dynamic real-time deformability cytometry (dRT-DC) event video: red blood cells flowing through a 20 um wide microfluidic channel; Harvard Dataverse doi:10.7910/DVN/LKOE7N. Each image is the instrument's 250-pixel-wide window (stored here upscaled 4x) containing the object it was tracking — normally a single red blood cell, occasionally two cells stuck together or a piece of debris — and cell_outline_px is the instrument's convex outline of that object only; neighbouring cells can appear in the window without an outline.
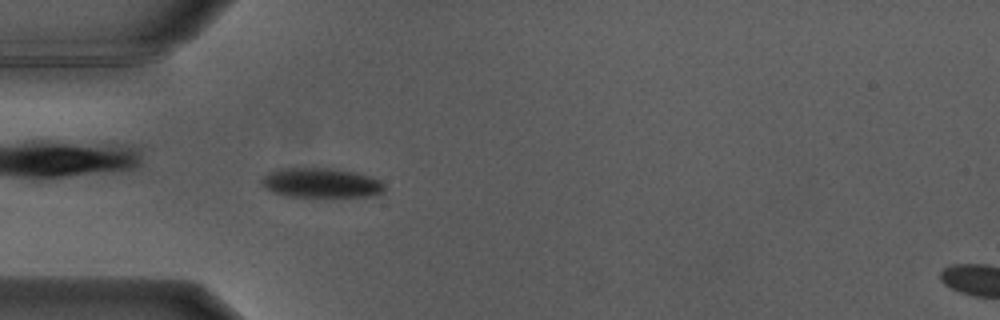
{"species": "Egyptian fruit bat (a non-hibernating species)", "species_latin": "Rousettus aegyptiacus", "temperature_condition": "warm", "stored_images_in_passage": 47, "camera_frame_rate_fps": 3000, "um_per_image_px": 0.085, "animal": {"sex": "male"}, "frame": {"image": 1, "passage_image": 9, "time_ms": 2.667, "image_size_px": [1000, 320], "cell_outline_px": [[384, 188], [380, 192], [368, 196], [288, 196], [276, 192], [268, 188], [260, 180], [268, 172], [280, 168], [328, 168], [356, 172], [380, 180], [384, 184]], "centroid_in_image_um": [27.29, 15.52], "position_along_channel_um": 57.7, "area_um2": 20.69}}
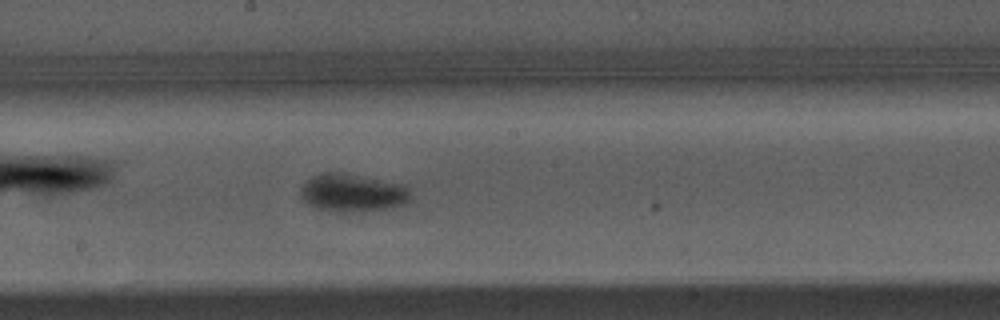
{"frame": {"image": 2, "passage_image": 22, "time_ms": 7.0, "image_size_px": [1000, 320], "cell_outline_px": [[408, 200], [404, 204], [392, 208], [360, 212], [332, 212], [316, 208], [308, 204], [300, 196], [300, 192], [304, 184], [308, 180], [320, 172], [344, 172], [404, 184], [408, 188]], "centroid_in_image_um": [29.95, 16.39], "position_along_channel_um": 218.2, "area_um2": 24.57}}
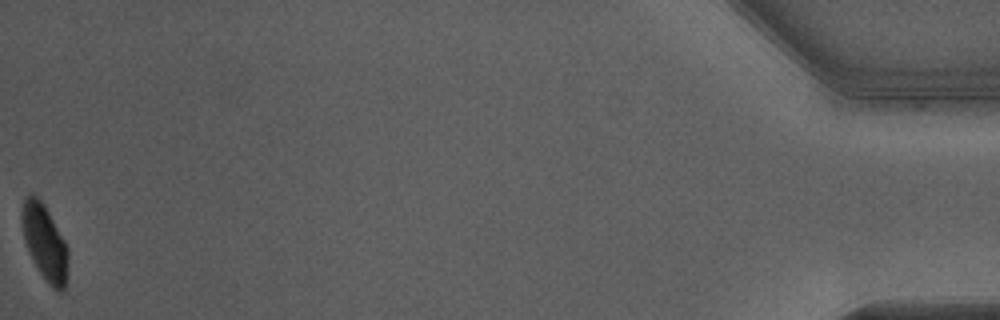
{"frame": {"image": 3, "passage_image": 47, "time_ms": 15.333, "image_size_px": [1000, 320], "cell_outline_px": [[68, 256], [64, 292], [56, 292], [48, 284], [40, 272], [24, 240], [20, 220], [20, 212], [24, 200], [32, 192], [44, 204], [64, 240], [68, 248]], "centroid_in_image_um": [3.79, 20.59], "position_along_channel_um": 431.4, "area_um2": 20.17}, "authors_computed_cell_mechanics": {"area_um2": 22.253, "velocity_mm_per_s": 3.8089, "shape_relaxation_time_tau1_ms": 2.843, "shape_relaxation_time_tau2_ms": null, "deformation_change_tau1": 0.151, "deformation_change_tau2": null}}